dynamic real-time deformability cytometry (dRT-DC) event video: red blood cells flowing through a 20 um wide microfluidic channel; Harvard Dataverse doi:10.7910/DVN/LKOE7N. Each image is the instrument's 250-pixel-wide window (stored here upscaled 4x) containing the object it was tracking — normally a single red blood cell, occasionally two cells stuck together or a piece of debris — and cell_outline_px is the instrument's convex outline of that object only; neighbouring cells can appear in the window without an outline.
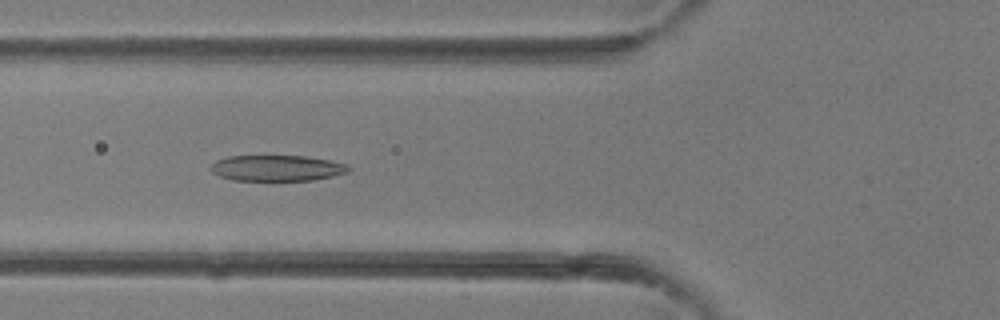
{"species": "common noctule bat (a hibernating species)", "species_latin": "Nyctalus noctula", "temperature_condition": "room temperature", "stored_images_in_passage": 27, "camera_frame_rate_fps": 3000, "um_per_image_px": 0.085, "animal": {"sex": "female"}, "frame": {"image": 1, "passage_image": 6, "time_ms": 1.667, "image_size_px": [1000, 320], "cell_outline_px": [[352, 168], [348, 172], [332, 176], [312, 180], [232, 180], [220, 176], [212, 172], [208, 168], [216, 160], [228, 156], [304, 156], [328, 160], [348, 164]], "centroid_in_image_um": [23.53, 14.28], "position_along_channel_um": 102.3, "area_um2": 20.75}}
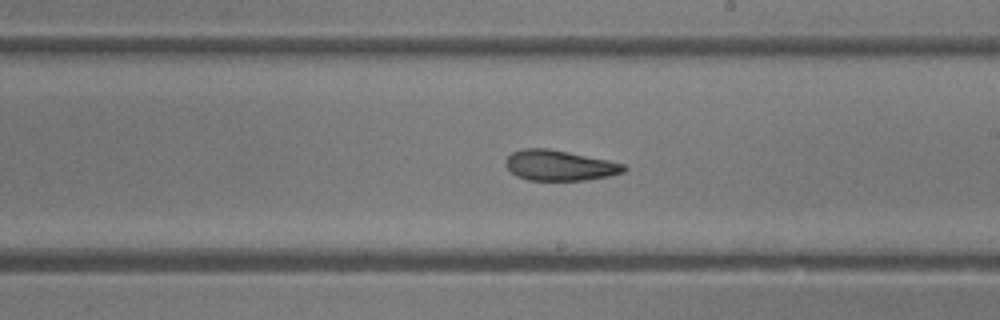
{"frame": {"image": 2, "passage_image": 14, "time_ms": 4.333, "image_size_px": [1000, 320], "cell_outline_px": [[628, 168], [624, 172], [608, 176], [584, 180], [528, 180], [516, 176], [504, 164], [504, 160], [512, 152], [524, 148], [548, 148], [608, 160], [624, 164]], "centroid_in_image_um": [47.54, 14.06], "position_along_channel_um": 241.5, "area_um2": 20.92}}
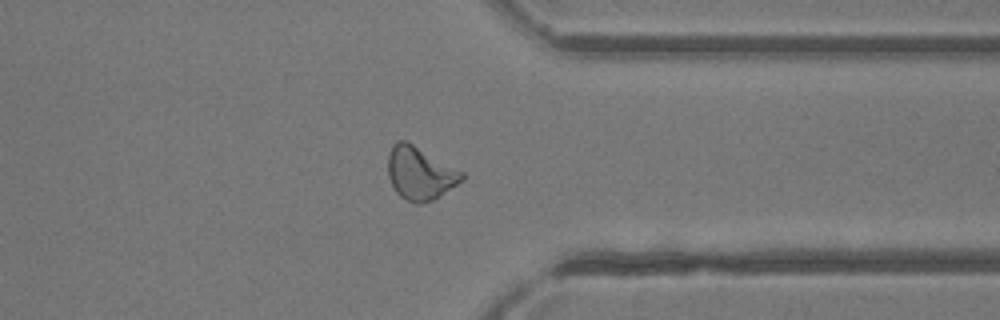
{"frame": {"image": 3, "passage_image": 22, "time_ms": 7.0, "image_size_px": [1000, 320], "cell_outline_px": [[464, 180], [432, 200], [420, 204], [416, 204], [400, 196], [396, 192], [388, 176], [388, 156], [392, 144], [400, 140], [404, 140], [412, 144], [464, 172]], "centroid_in_image_um": [35.69, 14.73], "position_along_channel_um": 375.7, "area_um2": 22.54}}